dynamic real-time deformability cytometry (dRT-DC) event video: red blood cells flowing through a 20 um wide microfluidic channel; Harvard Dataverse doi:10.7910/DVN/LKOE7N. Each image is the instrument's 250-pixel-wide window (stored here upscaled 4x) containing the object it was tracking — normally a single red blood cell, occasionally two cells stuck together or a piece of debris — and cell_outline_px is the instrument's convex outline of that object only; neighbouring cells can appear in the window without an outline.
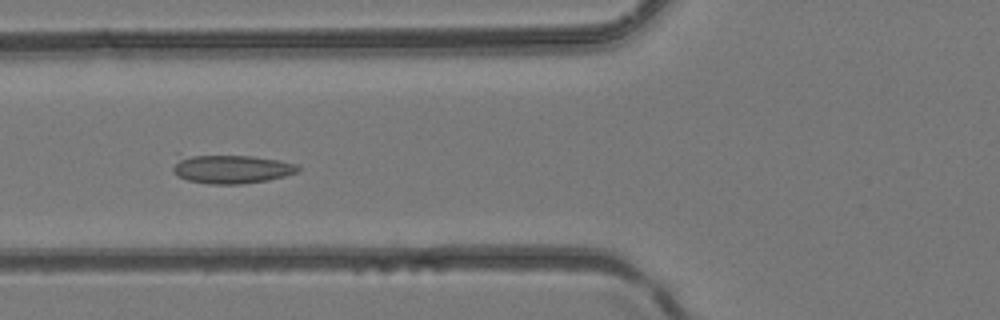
{"species": "common noctule bat (a hibernating species)", "species_latin": "Nyctalus noctula", "temperature_condition": "room temperature", "stored_images_in_passage": 35, "camera_frame_rate_fps": 3000, "um_per_image_px": 0.085, "animal": {"sex": "female", "body_mass_g": 24.6, "forearm_length_mm": 56.2}, "frame": {"image": 1, "passage_image": 9, "time_ms": 2.667, "image_size_px": [1000, 320], "cell_outline_px": [[300, 168], [296, 172], [284, 176], [268, 180], [240, 184], [212, 184], [188, 180], [176, 176], [172, 172], [172, 168], [176, 152], [252, 156], [280, 160], [300, 164]], "centroid_in_image_um": [19.51, 14.31], "position_along_channel_um": 106.3, "area_um2": 22.08}}
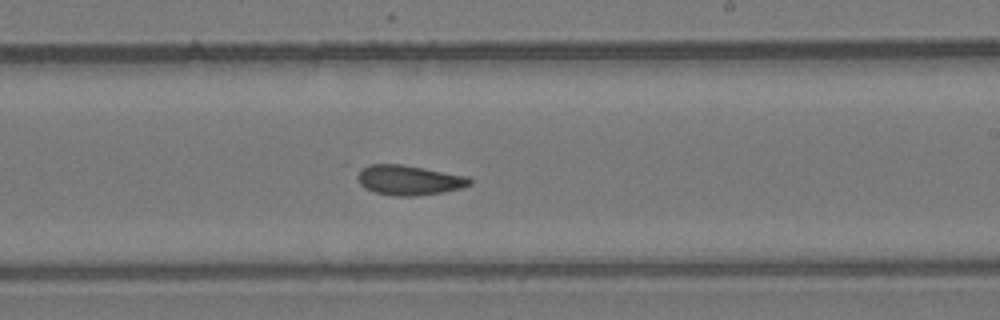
{"frame": {"image": 2, "passage_image": 18, "time_ms": 5.667, "image_size_px": [1000, 320], "cell_outline_px": [[472, 184], [460, 188], [440, 192], [412, 196], [396, 196], [376, 192], [364, 188], [360, 184], [352, 168], [368, 164], [400, 164], [468, 176], [472, 180]], "centroid_in_image_um": [34.64, 15.28], "position_along_channel_um": 254.4, "area_um2": 19.77}}
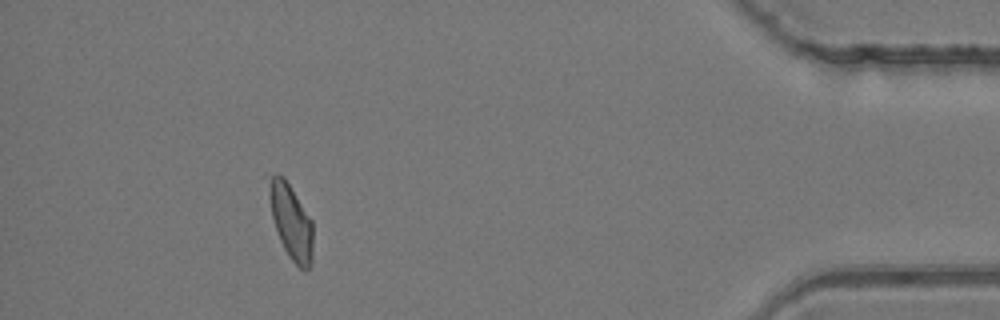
{"frame": {"image": 3, "passage_image": 31, "time_ms": 10.0, "image_size_px": [1000, 320], "cell_outline_px": [[312, 264], [308, 268], [300, 268], [288, 256], [280, 240], [272, 216], [272, 176], [276, 172], [284, 176], [312, 220]], "centroid_in_image_um": [24.8, 18.9], "position_along_channel_um": 410.4, "area_um2": 18.26}}